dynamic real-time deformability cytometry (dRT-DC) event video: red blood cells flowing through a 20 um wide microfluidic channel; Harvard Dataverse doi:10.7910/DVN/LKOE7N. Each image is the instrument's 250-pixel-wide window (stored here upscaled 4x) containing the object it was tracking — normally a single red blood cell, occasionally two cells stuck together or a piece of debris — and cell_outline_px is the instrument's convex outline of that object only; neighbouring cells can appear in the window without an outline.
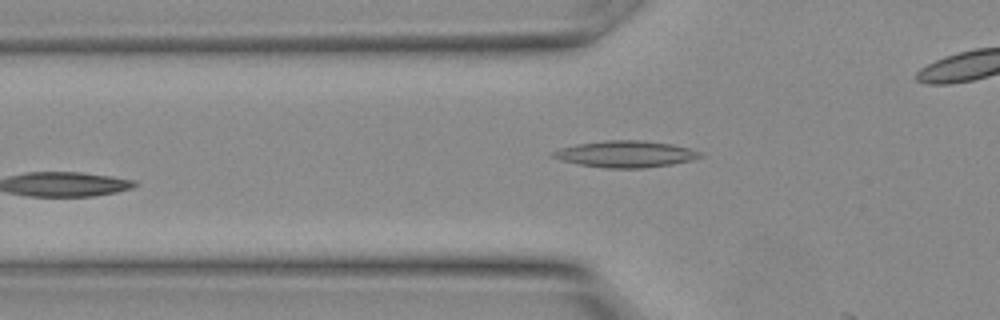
{"species": "Egyptian fruit bat (a non-hibernating species)", "species_latin": "Rousettus aegyptiacus", "temperature_condition": "warm", "stored_images_in_passage": 7, "camera_frame_rate_fps": 3000, "um_per_image_px": 0.085, "animal": {"sex": "female"}, "frame": {"image": 1, "passage_image": 7, "time_ms": 2.0, "image_size_px": [1000, 320], "cell_outline_px": [[704, 156], [692, 160], [672, 164], [640, 168], [604, 168], [580, 164], [560, 160], [552, 156], [552, 152], [560, 148], [576, 144], [604, 140], [644, 140], [672, 144], [688, 148], [700, 152]], "centroid_in_image_um": [53.18, 13.09], "position_along_channel_um": 72.6, "area_um2": 22.72}}